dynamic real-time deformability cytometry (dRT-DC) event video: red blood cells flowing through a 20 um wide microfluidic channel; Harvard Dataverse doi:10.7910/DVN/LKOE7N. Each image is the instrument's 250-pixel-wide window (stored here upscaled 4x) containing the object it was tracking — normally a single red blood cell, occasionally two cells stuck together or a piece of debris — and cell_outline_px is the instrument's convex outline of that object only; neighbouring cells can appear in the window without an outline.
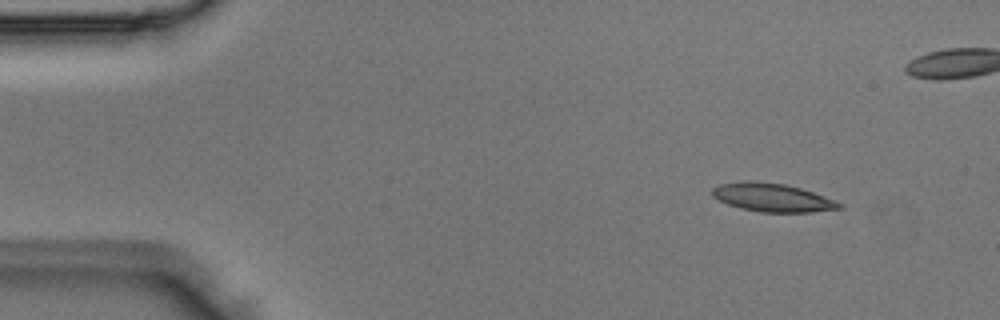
{"species": "Egyptian fruit bat (a non-hibernating species)", "species_latin": "Rousettus aegyptiacus", "temperature_condition": "room temperature", "stored_images_in_passage": 4, "camera_frame_rate_fps": 3000, "um_per_image_px": 0.085, "animal": {"sex": "male"}, "frame": {"image": 1, "passage_image": 1, "time_ms": 0.0, "image_size_px": [1000, 320], "cell_outline_px": [[844, 208], [812, 212], [760, 212], [740, 208], [728, 204], [712, 196], [712, 188], [720, 184], [744, 180], [756, 180], [784, 184], [800, 188], [812, 192], [844, 204]], "centroid_in_image_um": [65.64, 16.78], "position_along_channel_um": 19.4, "area_um2": 21.04}}